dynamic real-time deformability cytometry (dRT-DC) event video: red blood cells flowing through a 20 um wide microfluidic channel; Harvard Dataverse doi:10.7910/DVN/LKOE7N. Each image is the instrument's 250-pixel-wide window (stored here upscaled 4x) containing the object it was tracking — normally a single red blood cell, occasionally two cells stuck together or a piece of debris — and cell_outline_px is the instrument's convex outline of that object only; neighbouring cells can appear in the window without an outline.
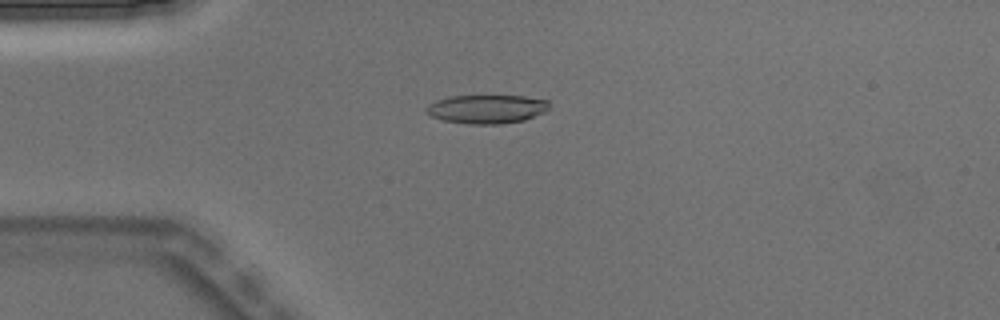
{"species": "Egyptian fruit bat (a non-hibernating species)", "species_latin": "Rousettus aegyptiacus", "temperature_condition": "warm", "stored_images_in_passage": 5, "camera_frame_rate_fps": 3000, "um_per_image_px": 0.085, "animal": {"sex": "male"}, "frame": {"image": 1, "passage_image": 3, "time_ms": 0.667, "image_size_px": [1000, 320], "cell_outline_px": [[548, 108], [544, 112], [524, 120], [500, 124], [468, 124], [444, 120], [432, 116], [424, 112], [424, 108], [428, 104], [436, 100], [448, 96], [524, 96], [548, 100]], "centroid_in_image_um": [41.33, 9.26], "position_along_channel_um": 43.7, "area_um2": 20.58}}